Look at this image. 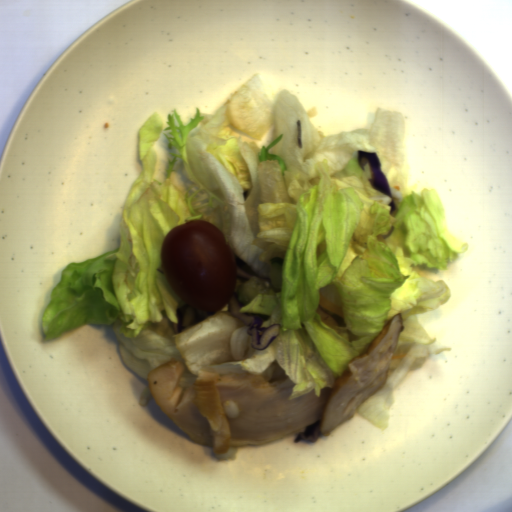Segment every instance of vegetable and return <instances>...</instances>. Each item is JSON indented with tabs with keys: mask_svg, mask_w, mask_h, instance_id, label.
<instances>
[{
	"mask_svg": "<svg viewBox=\"0 0 512 512\" xmlns=\"http://www.w3.org/2000/svg\"><path fill=\"white\" fill-rule=\"evenodd\" d=\"M152 112L139 130L143 169L133 182L119 224L120 246L60 274L43 313L44 341L85 324L112 325L119 356L147 385L138 402L153 396L149 372L178 359L185 366L182 389L199 371L219 377L242 373L269 384H296L288 400L324 387L365 353L401 314L397 347L387 380L356 410L386 430L393 393L410 370L422 366L437 341L417 315L449 301L443 281L413 266L448 269L469 250L447 225L435 189L408 184L407 118L378 108L370 129L325 135L289 88L271 97L258 75L248 78L213 113H196L184 125L177 108ZM163 134L170 153L166 179L155 177L156 142ZM378 154L391 198L372 188L369 164L357 150ZM203 219L217 226L233 253L260 277L237 278L240 312L262 318L261 327L281 331L264 350L253 349L229 303L219 311L194 307L178 297L162 266V245L171 228ZM319 290L344 308L345 319L320 307ZM340 324L329 327L317 307ZM176 308L184 315L180 333Z\"/></svg>",
	"mask_w": 512,
	"mask_h": 512,
	"instance_id": "1",
	"label": "vegetable"
}]
</instances>
